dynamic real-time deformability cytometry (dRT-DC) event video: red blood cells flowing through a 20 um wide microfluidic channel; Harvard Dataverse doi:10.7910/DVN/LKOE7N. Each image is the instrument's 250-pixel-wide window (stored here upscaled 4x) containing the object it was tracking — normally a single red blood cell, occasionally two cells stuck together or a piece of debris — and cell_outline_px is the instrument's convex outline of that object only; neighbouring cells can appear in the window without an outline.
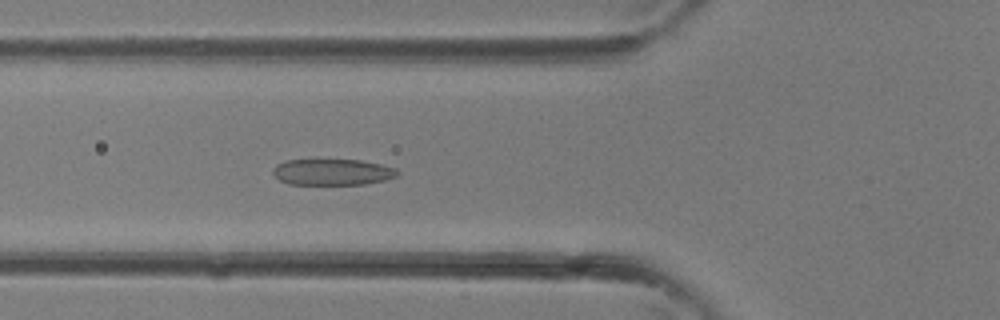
{"species": "common noctule bat (a hibernating species)", "species_latin": "Nyctalus noctula", "temperature_condition": "room temperature", "stored_images_in_passage": 33, "camera_frame_rate_fps": 3000, "um_per_image_px": 0.085, "animal": {"sex": "female"}, "frame": {"image": 1, "passage_image": 12, "time_ms": 3.667, "image_size_px": [1000, 320], "cell_outline_px": [[400, 172], [396, 176], [384, 180], [364, 184], [288, 184], [280, 180], [272, 172], [272, 168], [276, 164], [288, 160], [360, 160], [380, 164], [396, 168]], "centroid_in_image_um": [28.25, 14.62], "position_along_channel_um": 97.6, "area_um2": 18.9}}
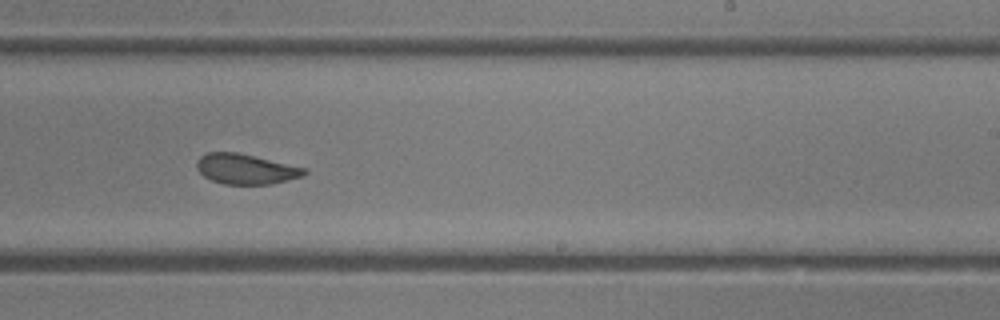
{"frame": {"image": 2, "passage_image": 21, "time_ms": 6.667, "image_size_px": [1000, 320], "cell_outline_px": [[308, 172], [304, 176], [272, 184], [224, 184], [212, 180], [204, 176], [196, 168], [196, 164], [200, 156], [208, 152], [236, 152], [308, 168]], "centroid_in_image_um": [20.92, 14.37], "position_along_channel_um": 268.1, "area_um2": 18.96}}
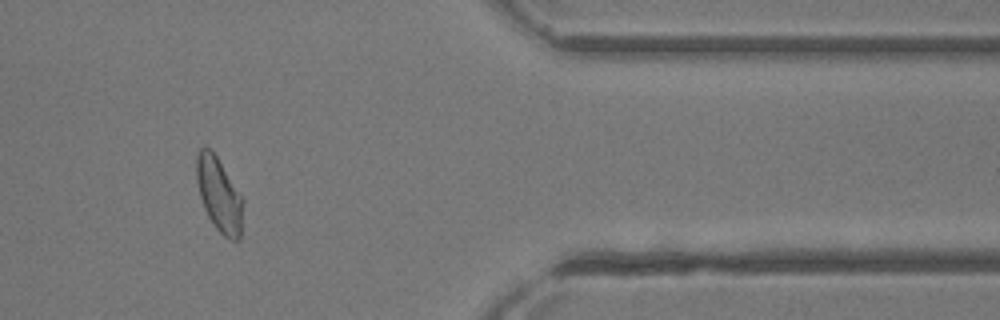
{"frame": {"image": 3, "passage_image": 29, "time_ms": 9.333, "image_size_px": [1000, 320], "cell_outline_px": [[244, 200], [240, 240], [232, 240], [224, 236], [216, 228], [208, 216], [204, 208], [200, 196], [196, 180], [196, 156], [200, 148], [212, 148]], "centroid_in_image_um": [18.62, 16.54], "position_along_channel_um": 392.8, "area_um2": 20.17}}